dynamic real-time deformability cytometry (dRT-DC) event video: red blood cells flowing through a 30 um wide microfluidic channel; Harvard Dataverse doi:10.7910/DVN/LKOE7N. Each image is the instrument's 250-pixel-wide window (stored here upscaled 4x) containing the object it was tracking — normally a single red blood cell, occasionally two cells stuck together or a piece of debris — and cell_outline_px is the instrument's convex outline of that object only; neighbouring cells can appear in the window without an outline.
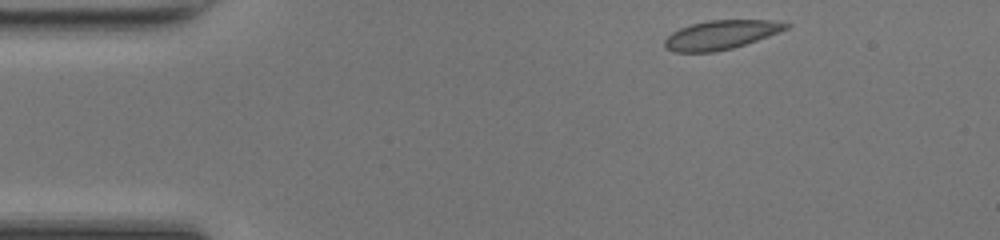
{"species": "common noctule bat (a hibernating species)", "species_latin": "Nyctalus noctula", "temperature_condition": "room temperature", "stored_images_in_passage": 42, "camera_frame_rate_fps": 3000, "um_per_image_px": 0.085, "animal": {"sex": "female", "body_mass_g": 17.0, "forearm_length_mm": 48.0}, "frame": {"image": 1, "passage_image": 1, "time_ms": 0.0, "image_size_px": [1000, 240], "cell_outline_px": [[792, 24], [788, 28], [780, 32], [732, 48], [712, 52], [676, 52], [664, 48], [664, 40], [672, 32], [680, 28], [692, 24], [708, 20], [772, 20]], "centroid_in_image_um": [61.27, 2.95], "position_along_channel_um": 23.7, "area_um2": 20.4}}
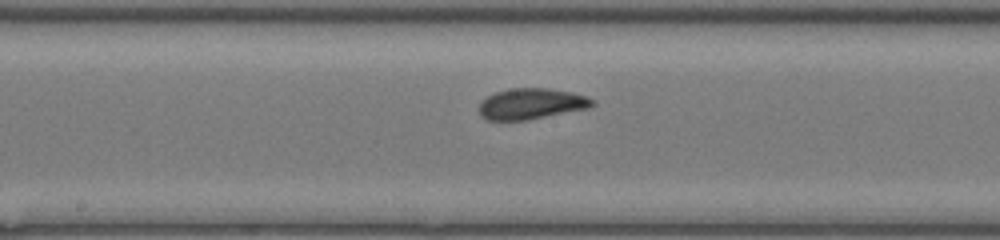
{"frame": {"image": 2, "passage_image": 19, "time_ms": 6.0, "image_size_px": [1000, 240], "cell_outline_px": [[596, 104], [592, 108], [528, 120], [488, 120], [480, 116], [480, 100], [496, 92], [512, 88], [548, 88], [572, 92], [596, 100]], "centroid_in_image_um": [45.21, 8.83], "position_along_channel_um": 203.0, "area_um2": 20.63}}
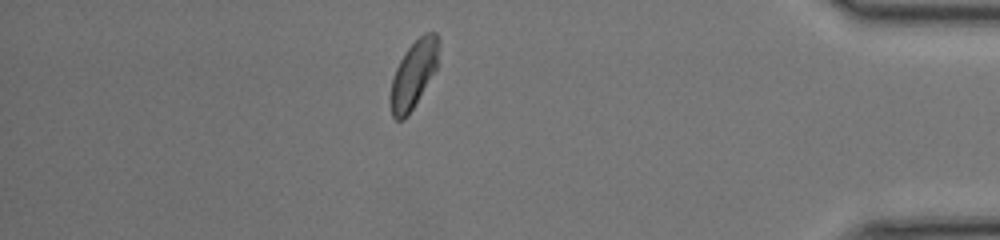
{"frame": {"image": 3, "passage_image": 36, "time_ms": 11.667, "image_size_px": [1000, 240], "cell_outline_px": [[440, 44], [436, 68], [408, 116], [404, 120], [396, 120], [392, 116], [388, 100], [388, 96], [392, 76], [404, 52], [424, 32], [436, 32], [440, 40]], "centroid_in_image_um": [35.12, 6.33], "position_along_channel_um": 400.1, "area_um2": 19.19}, "authors_computed_cell_mechanics": {"area_um2": 19.941, "velocity_mm_per_s": 4.2472, "shape_relaxation_time_tau1_ms": 4.4012, "shape_relaxation_time_tau2_ms": null, "deformation_change_tau1": 0.1211, "deformation_change_tau2": null}}